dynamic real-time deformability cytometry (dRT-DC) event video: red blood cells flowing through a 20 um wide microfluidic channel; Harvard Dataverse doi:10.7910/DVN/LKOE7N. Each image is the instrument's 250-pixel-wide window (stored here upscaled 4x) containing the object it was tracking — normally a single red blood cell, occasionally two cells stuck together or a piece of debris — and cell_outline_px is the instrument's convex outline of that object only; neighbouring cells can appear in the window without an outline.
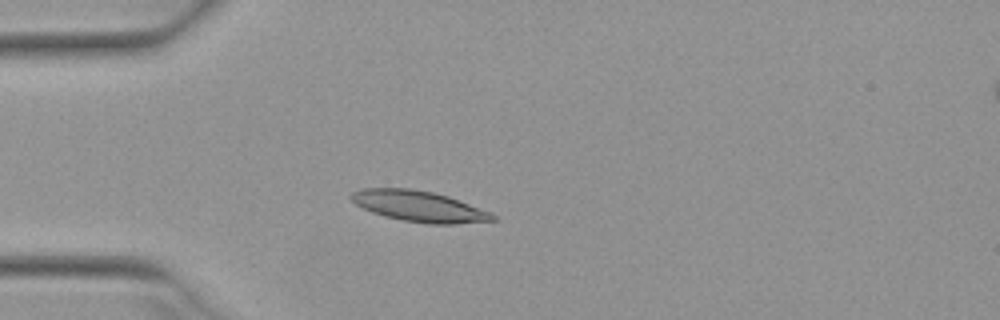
{"species": "Egyptian fruit bat (a non-hibernating species)", "species_latin": "Rousettus aegyptiacus", "temperature_condition": "warm", "stored_images_in_passage": 53, "camera_frame_rate_fps": 3000, "um_per_image_px": 0.085, "animal": {"sex": "female"}, "frame": {"image": 1, "passage_image": 15, "time_ms": 4.667, "image_size_px": [1000, 320], "cell_outline_px": [[496, 220], [456, 224], [428, 224], [404, 220], [384, 216], [372, 212], [356, 204], [348, 196], [352, 192], [360, 188], [408, 188], [432, 192], [448, 196], [492, 212], [496, 216]], "centroid_in_image_um": [35.63, 17.53], "position_along_channel_um": 49.4, "area_um2": 25.43}}
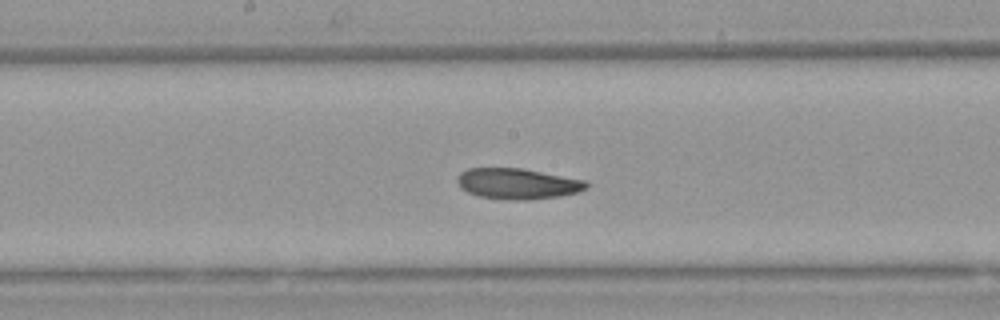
{"frame": {"image": 2, "passage_image": 28, "time_ms": 9.0, "image_size_px": [1000, 320], "cell_outline_px": [[588, 188], [576, 192], [560, 196], [528, 200], [508, 200], [476, 196], [460, 188], [456, 180], [456, 176], [460, 172], [468, 168], [520, 168], [588, 180]], "centroid_in_image_um": [43.97, 15.61], "position_along_channel_um": 204.2, "area_um2": 23.41}}
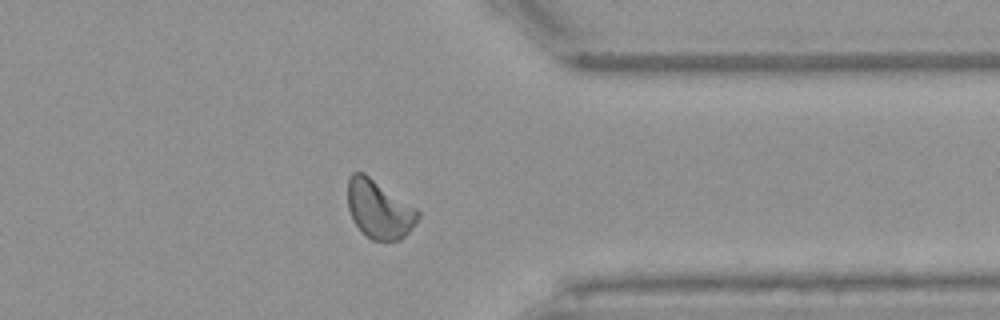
{"frame": {"image": 3, "passage_image": 42, "time_ms": 13.667, "image_size_px": [1000, 320], "cell_outline_px": [[420, 216], [412, 228], [400, 240], [372, 240], [352, 220], [348, 208], [348, 180], [352, 172], [364, 172], [416, 208], [420, 212]], "centroid_in_image_um": [32.22, 17.77], "position_along_channel_um": 379.2, "area_um2": 23.64}, "authors_computed_cell_mechanics": {"area_um2": 23.6402, "velocity_mm_per_s": 3.9069, "shape_relaxation_time_tau1_ms": 5.3818, "shape_relaxation_time_tau2_ms": 6.2265, "deformation_change_tau1": 0.1576, "deformation_change_tau2": 0.1432}}